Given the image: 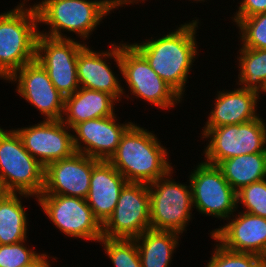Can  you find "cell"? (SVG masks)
<instances>
[{
	"mask_svg": "<svg viewBox=\"0 0 266 267\" xmlns=\"http://www.w3.org/2000/svg\"><path fill=\"white\" fill-rule=\"evenodd\" d=\"M97 2L101 7H103L109 14L114 12V10L118 9L119 7L122 8L123 6L134 5V3L139 4L143 3L145 0H93Z\"/></svg>",
	"mask_w": 266,
	"mask_h": 267,
	"instance_id": "obj_32",
	"label": "cell"
},
{
	"mask_svg": "<svg viewBox=\"0 0 266 267\" xmlns=\"http://www.w3.org/2000/svg\"><path fill=\"white\" fill-rule=\"evenodd\" d=\"M181 234L173 231L146 230L135 238L142 267H169L180 246Z\"/></svg>",
	"mask_w": 266,
	"mask_h": 267,
	"instance_id": "obj_23",
	"label": "cell"
},
{
	"mask_svg": "<svg viewBox=\"0 0 266 267\" xmlns=\"http://www.w3.org/2000/svg\"><path fill=\"white\" fill-rule=\"evenodd\" d=\"M217 167L237 192L244 186L266 179V152L242 154L225 159Z\"/></svg>",
	"mask_w": 266,
	"mask_h": 267,
	"instance_id": "obj_24",
	"label": "cell"
},
{
	"mask_svg": "<svg viewBox=\"0 0 266 267\" xmlns=\"http://www.w3.org/2000/svg\"><path fill=\"white\" fill-rule=\"evenodd\" d=\"M27 240L0 245V267H23L33 261L40 252L37 253L34 247L29 249L30 247L26 244Z\"/></svg>",
	"mask_w": 266,
	"mask_h": 267,
	"instance_id": "obj_30",
	"label": "cell"
},
{
	"mask_svg": "<svg viewBox=\"0 0 266 267\" xmlns=\"http://www.w3.org/2000/svg\"><path fill=\"white\" fill-rule=\"evenodd\" d=\"M174 168L165 176L148 184L150 224L152 230L186 232L192 221L193 198L191 184L173 179Z\"/></svg>",
	"mask_w": 266,
	"mask_h": 267,
	"instance_id": "obj_6",
	"label": "cell"
},
{
	"mask_svg": "<svg viewBox=\"0 0 266 267\" xmlns=\"http://www.w3.org/2000/svg\"><path fill=\"white\" fill-rule=\"evenodd\" d=\"M7 81L17 84V95L39 110L43 120H61L65 97L54 87L47 71L37 60L25 64Z\"/></svg>",
	"mask_w": 266,
	"mask_h": 267,
	"instance_id": "obj_14",
	"label": "cell"
},
{
	"mask_svg": "<svg viewBox=\"0 0 266 267\" xmlns=\"http://www.w3.org/2000/svg\"><path fill=\"white\" fill-rule=\"evenodd\" d=\"M50 256L48 255V252L40 253L33 261H31L29 264L23 267H51L50 264Z\"/></svg>",
	"mask_w": 266,
	"mask_h": 267,
	"instance_id": "obj_33",
	"label": "cell"
},
{
	"mask_svg": "<svg viewBox=\"0 0 266 267\" xmlns=\"http://www.w3.org/2000/svg\"><path fill=\"white\" fill-rule=\"evenodd\" d=\"M14 130L25 149L44 167L75 153L72 129L61 120H43Z\"/></svg>",
	"mask_w": 266,
	"mask_h": 267,
	"instance_id": "obj_15",
	"label": "cell"
},
{
	"mask_svg": "<svg viewBox=\"0 0 266 267\" xmlns=\"http://www.w3.org/2000/svg\"><path fill=\"white\" fill-rule=\"evenodd\" d=\"M189 1L196 2V3H197V2H198V3H199V2H200V3L205 2V0H189ZM206 2H207V0H206Z\"/></svg>",
	"mask_w": 266,
	"mask_h": 267,
	"instance_id": "obj_34",
	"label": "cell"
},
{
	"mask_svg": "<svg viewBox=\"0 0 266 267\" xmlns=\"http://www.w3.org/2000/svg\"><path fill=\"white\" fill-rule=\"evenodd\" d=\"M114 60L120 74H122V66L120 61V43H111L110 49L104 51H96L86 43L79 51L77 58V78L79 86L96 91H103L112 95L118 102L122 101V97L129 98L124 86H122L121 78L111 69V63L106 61ZM110 63V65H108ZM117 76V77H116ZM120 79V80H119Z\"/></svg>",
	"mask_w": 266,
	"mask_h": 267,
	"instance_id": "obj_13",
	"label": "cell"
},
{
	"mask_svg": "<svg viewBox=\"0 0 266 267\" xmlns=\"http://www.w3.org/2000/svg\"><path fill=\"white\" fill-rule=\"evenodd\" d=\"M237 85L257 93H266V49L239 47Z\"/></svg>",
	"mask_w": 266,
	"mask_h": 267,
	"instance_id": "obj_25",
	"label": "cell"
},
{
	"mask_svg": "<svg viewBox=\"0 0 266 267\" xmlns=\"http://www.w3.org/2000/svg\"><path fill=\"white\" fill-rule=\"evenodd\" d=\"M28 2L20 0L15 8L0 14V79L5 82L36 59L38 15Z\"/></svg>",
	"mask_w": 266,
	"mask_h": 267,
	"instance_id": "obj_3",
	"label": "cell"
},
{
	"mask_svg": "<svg viewBox=\"0 0 266 267\" xmlns=\"http://www.w3.org/2000/svg\"><path fill=\"white\" fill-rule=\"evenodd\" d=\"M265 121L259 116L242 124L202 128L200 138L209 142L204 146L203 161L217 166L225 159L242 154L266 152Z\"/></svg>",
	"mask_w": 266,
	"mask_h": 267,
	"instance_id": "obj_7",
	"label": "cell"
},
{
	"mask_svg": "<svg viewBox=\"0 0 266 267\" xmlns=\"http://www.w3.org/2000/svg\"><path fill=\"white\" fill-rule=\"evenodd\" d=\"M118 102L112 95L80 87L65 97L61 121L69 128L90 119L112 116Z\"/></svg>",
	"mask_w": 266,
	"mask_h": 267,
	"instance_id": "obj_21",
	"label": "cell"
},
{
	"mask_svg": "<svg viewBox=\"0 0 266 267\" xmlns=\"http://www.w3.org/2000/svg\"><path fill=\"white\" fill-rule=\"evenodd\" d=\"M122 42V43H121ZM120 42L121 76L131 98L168 110L176 108L184 99L151 68L145 57L129 42Z\"/></svg>",
	"mask_w": 266,
	"mask_h": 267,
	"instance_id": "obj_8",
	"label": "cell"
},
{
	"mask_svg": "<svg viewBox=\"0 0 266 267\" xmlns=\"http://www.w3.org/2000/svg\"><path fill=\"white\" fill-rule=\"evenodd\" d=\"M260 95L239 85L233 91H217L214 107H211L209 117L207 116L208 119L202 128L242 124L258 118L261 116L257 113Z\"/></svg>",
	"mask_w": 266,
	"mask_h": 267,
	"instance_id": "obj_19",
	"label": "cell"
},
{
	"mask_svg": "<svg viewBox=\"0 0 266 267\" xmlns=\"http://www.w3.org/2000/svg\"><path fill=\"white\" fill-rule=\"evenodd\" d=\"M177 26L161 37L131 43L148 61L151 68L182 98L193 63L198 59L197 36L199 19ZM197 32V33H196Z\"/></svg>",
	"mask_w": 266,
	"mask_h": 267,
	"instance_id": "obj_1",
	"label": "cell"
},
{
	"mask_svg": "<svg viewBox=\"0 0 266 267\" xmlns=\"http://www.w3.org/2000/svg\"><path fill=\"white\" fill-rule=\"evenodd\" d=\"M145 128L134 122L122 135L115 153L108 160L127 182L150 184L174 167L168 159V148L153 131Z\"/></svg>",
	"mask_w": 266,
	"mask_h": 267,
	"instance_id": "obj_2",
	"label": "cell"
},
{
	"mask_svg": "<svg viewBox=\"0 0 266 267\" xmlns=\"http://www.w3.org/2000/svg\"><path fill=\"white\" fill-rule=\"evenodd\" d=\"M36 201L51 223L67 237L99 242L102 224L86 199L56 194H40Z\"/></svg>",
	"mask_w": 266,
	"mask_h": 267,
	"instance_id": "obj_9",
	"label": "cell"
},
{
	"mask_svg": "<svg viewBox=\"0 0 266 267\" xmlns=\"http://www.w3.org/2000/svg\"><path fill=\"white\" fill-rule=\"evenodd\" d=\"M214 245L205 267H264L266 263V259L260 255L230 251L218 242Z\"/></svg>",
	"mask_w": 266,
	"mask_h": 267,
	"instance_id": "obj_28",
	"label": "cell"
},
{
	"mask_svg": "<svg viewBox=\"0 0 266 267\" xmlns=\"http://www.w3.org/2000/svg\"><path fill=\"white\" fill-rule=\"evenodd\" d=\"M242 47L266 49V13L257 14L244 19H232Z\"/></svg>",
	"mask_w": 266,
	"mask_h": 267,
	"instance_id": "obj_27",
	"label": "cell"
},
{
	"mask_svg": "<svg viewBox=\"0 0 266 267\" xmlns=\"http://www.w3.org/2000/svg\"><path fill=\"white\" fill-rule=\"evenodd\" d=\"M114 267H142L135 239H110L102 237L98 242Z\"/></svg>",
	"mask_w": 266,
	"mask_h": 267,
	"instance_id": "obj_26",
	"label": "cell"
},
{
	"mask_svg": "<svg viewBox=\"0 0 266 267\" xmlns=\"http://www.w3.org/2000/svg\"><path fill=\"white\" fill-rule=\"evenodd\" d=\"M117 114L90 119L72 128L75 152L108 161L115 153L122 135L134 122L121 123ZM118 120V122H117Z\"/></svg>",
	"mask_w": 266,
	"mask_h": 267,
	"instance_id": "obj_16",
	"label": "cell"
},
{
	"mask_svg": "<svg viewBox=\"0 0 266 267\" xmlns=\"http://www.w3.org/2000/svg\"><path fill=\"white\" fill-rule=\"evenodd\" d=\"M45 167L23 146L18 133L0 127V183L4 192L36 198L44 189Z\"/></svg>",
	"mask_w": 266,
	"mask_h": 267,
	"instance_id": "obj_5",
	"label": "cell"
},
{
	"mask_svg": "<svg viewBox=\"0 0 266 267\" xmlns=\"http://www.w3.org/2000/svg\"><path fill=\"white\" fill-rule=\"evenodd\" d=\"M71 39L51 38L39 34L36 42V59L47 71L54 87L67 97L79 88L77 58L86 44Z\"/></svg>",
	"mask_w": 266,
	"mask_h": 267,
	"instance_id": "obj_12",
	"label": "cell"
},
{
	"mask_svg": "<svg viewBox=\"0 0 266 267\" xmlns=\"http://www.w3.org/2000/svg\"><path fill=\"white\" fill-rule=\"evenodd\" d=\"M126 183L124 176L109 161L100 160L92 168L86 201L102 225L113 214Z\"/></svg>",
	"mask_w": 266,
	"mask_h": 267,
	"instance_id": "obj_20",
	"label": "cell"
},
{
	"mask_svg": "<svg viewBox=\"0 0 266 267\" xmlns=\"http://www.w3.org/2000/svg\"><path fill=\"white\" fill-rule=\"evenodd\" d=\"M151 229L148 184L127 182L122 188L113 214L102 225V236L135 239Z\"/></svg>",
	"mask_w": 266,
	"mask_h": 267,
	"instance_id": "obj_11",
	"label": "cell"
},
{
	"mask_svg": "<svg viewBox=\"0 0 266 267\" xmlns=\"http://www.w3.org/2000/svg\"><path fill=\"white\" fill-rule=\"evenodd\" d=\"M236 211L225 225L212 230L210 237L227 250L253 253L266 259V218Z\"/></svg>",
	"mask_w": 266,
	"mask_h": 267,
	"instance_id": "obj_18",
	"label": "cell"
},
{
	"mask_svg": "<svg viewBox=\"0 0 266 267\" xmlns=\"http://www.w3.org/2000/svg\"><path fill=\"white\" fill-rule=\"evenodd\" d=\"M100 160L75 152L71 157L49 163L44 172L41 194H56L86 199L92 168Z\"/></svg>",
	"mask_w": 266,
	"mask_h": 267,
	"instance_id": "obj_17",
	"label": "cell"
},
{
	"mask_svg": "<svg viewBox=\"0 0 266 267\" xmlns=\"http://www.w3.org/2000/svg\"><path fill=\"white\" fill-rule=\"evenodd\" d=\"M32 195L4 192L0 197V245L15 244L28 238V217L22 199Z\"/></svg>",
	"mask_w": 266,
	"mask_h": 267,
	"instance_id": "obj_22",
	"label": "cell"
},
{
	"mask_svg": "<svg viewBox=\"0 0 266 267\" xmlns=\"http://www.w3.org/2000/svg\"><path fill=\"white\" fill-rule=\"evenodd\" d=\"M38 24L48 26V31L39 29V34L51 38L71 39L74 33L83 43L97 30L109 13L93 0H42L34 2ZM50 26V27H49ZM63 32V33H62Z\"/></svg>",
	"mask_w": 266,
	"mask_h": 267,
	"instance_id": "obj_4",
	"label": "cell"
},
{
	"mask_svg": "<svg viewBox=\"0 0 266 267\" xmlns=\"http://www.w3.org/2000/svg\"><path fill=\"white\" fill-rule=\"evenodd\" d=\"M261 13H266V0H241L230 18L244 19Z\"/></svg>",
	"mask_w": 266,
	"mask_h": 267,
	"instance_id": "obj_31",
	"label": "cell"
},
{
	"mask_svg": "<svg viewBox=\"0 0 266 267\" xmlns=\"http://www.w3.org/2000/svg\"><path fill=\"white\" fill-rule=\"evenodd\" d=\"M189 174L193 208L206 217L229 219L238 209L237 192L216 166L201 161Z\"/></svg>",
	"mask_w": 266,
	"mask_h": 267,
	"instance_id": "obj_10",
	"label": "cell"
},
{
	"mask_svg": "<svg viewBox=\"0 0 266 267\" xmlns=\"http://www.w3.org/2000/svg\"><path fill=\"white\" fill-rule=\"evenodd\" d=\"M3 194H4V190H3L2 186H1V183H0V197H1Z\"/></svg>",
	"mask_w": 266,
	"mask_h": 267,
	"instance_id": "obj_35",
	"label": "cell"
},
{
	"mask_svg": "<svg viewBox=\"0 0 266 267\" xmlns=\"http://www.w3.org/2000/svg\"><path fill=\"white\" fill-rule=\"evenodd\" d=\"M244 206L248 212L266 218V179L253 182L237 191V207Z\"/></svg>",
	"mask_w": 266,
	"mask_h": 267,
	"instance_id": "obj_29",
	"label": "cell"
}]
</instances>
